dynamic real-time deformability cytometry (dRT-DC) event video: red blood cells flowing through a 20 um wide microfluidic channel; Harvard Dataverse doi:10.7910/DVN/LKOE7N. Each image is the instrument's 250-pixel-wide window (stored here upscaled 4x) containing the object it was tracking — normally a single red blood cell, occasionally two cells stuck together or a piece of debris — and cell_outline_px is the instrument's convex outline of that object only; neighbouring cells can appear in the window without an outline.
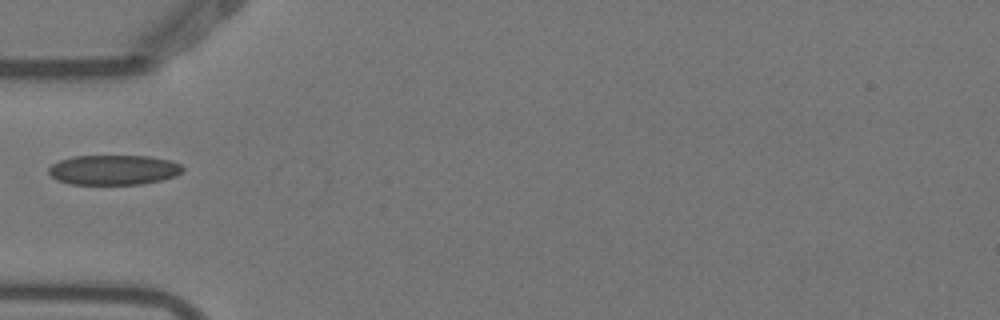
{"species": "Egyptian fruit bat (a non-hibernating species)", "species_latin": "Rousettus aegyptiacus", "temperature_condition": "warm", "stored_images_in_passage": 5, "camera_frame_rate_fps": 3000, "um_per_image_px": 0.085, "animal": {"sex": "female"}, "frame": {"image": 1, "passage_image": 5, "time_ms": 1.333, "image_size_px": [1000, 320], "cell_outline_px": [[184, 168], [176, 176], [160, 180], [140, 184], [68, 184], [56, 180], [48, 172], [48, 168], [52, 164], [60, 160], [72, 156], [148, 156], [168, 160], [180, 164]], "centroid_in_image_um": [9.62, 14.44], "position_along_channel_um": 75.4, "area_um2": 23.29}}